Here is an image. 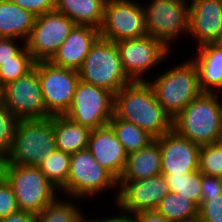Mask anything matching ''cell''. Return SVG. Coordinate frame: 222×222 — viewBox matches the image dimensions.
<instances>
[{"mask_svg": "<svg viewBox=\"0 0 222 222\" xmlns=\"http://www.w3.org/2000/svg\"><path fill=\"white\" fill-rule=\"evenodd\" d=\"M114 95L107 89L79 80L65 116L90 130L105 126L114 114Z\"/></svg>", "mask_w": 222, "mask_h": 222, "instance_id": "52a82bcc", "label": "cell"}, {"mask_svg": "<svg viewBox=\"0 0 222 222\" xmlns=\"http://www.w3.org/2000/svg\"><path fill=\"white\" fill-rule=\"evenodd\" d=\"M121 64L131 81H145L143 74L168 57L169 49L149 35L116 42Z\"/></svg>", "mask_w": 222, "mask_h": 222, "instance_id": "5bb4252c", "label": "cell"}, {"mask_svg": "<svg viewBox=\"0 0 222 222\" xmlns=\"http://www.w3.org/2000/svg\"><path fill=\"white\" fill-rule=\"evenodd\" d=\"M187 2V0H152L149 5H144L147 35L160 40L171 49V41L183 32L189 33Z\"/></svg>", "mask_w": 222, "mask_h": 222, "instance_id": "ba28073f", "label": "cell"}, {"mask_svg": "<svg viewBox=\"0 0 222 222\" xmlns=\"http://www.w3.org/2000/svg\"><path fill=\"white\" fill-rule=\"evenodd\" d=\"M100 37L111 42L147 35L143 5L133 0H106Z\"/></svg>", "mask_w": 222, "mask_h": 222, "instance_id": "30bf717a", "label": "cell"}, {"mask_svg": "<svg viewBox=\"0 0 222 222\" xmlns=\"http://www.w3.org/2000/svg\"><path fill=\"white\" fill-rule=\"evenodd\" d=\"M127 154L147 147L155 138L146 130L113 115L108 123Z\"/></svg>", "mask_w": 222, "mask_h": 222, "instance_id": "d4e9b609", "label": "cell"}, {"mask_svg": "<svg viewBox=\"0 0 222 222\" xmlns=\"http://www.w3.org/2000/svg\"><path fill=\"white\" fill-rule=\"evenodd\" d=\"M106 0H55V10L69 17L75 25L100 29Z\"/></svg>", "mask_w": 222, "mask_h": 222, "instance_id": "603a6c76", "label": "cell"}, {"mask_svg": "<svg viewBox=\"0 0 222 222\" xmlns=\"http://www.w3.org/2000/svg\"><path fill=\"white\" fill-rule=\"evenodd\" d=\"M75 23L56 10L36 16L26 41L27 50L35 62L49 61L65 41Z\"/></svg>", "mask_w": 222, "mask_h": 222, "instance_id": "4fadbf2b", "label": "cell"}, {"mask_svg": "<svg viewBox=\"0 0 222 222\" xmlns=\"http://www.w3.org/2000/svg\"><path fill=\"white\" fill-rule=\"evenodd\" d=\"M10 166L9 152L0 150V183L8 181Z\"/></svg>", "mask_w": 222, "mask_h": 222, "instance_id": "ab89813d", "label": "cell"}, {"mask_svg": "<svg viewBox=\"0 0 222 222\" xmlns=\"http://www.w3.org/2000/svg\"><path fill=\"white\" fill-rule=\"evenodd\" d=\"M169 191L193 201L198 207L201 201L202 173L199 170L186 175H164Z\"/></svg>", "mask_w": 222, "mask_h": 222, "instance_id": "83f0119b", "label": "cell"}, {"mask_svg": "<svg viewBox=\"0 0 222 222\" xmlns=\"http://www.w3.org/2000/svg\"><path fill=\"white\" fill-rule=\"evenodd\" d=\"M80 214L74 203L55 199L37 215L36 222H75Z\"/></svg>", "mask_w": 222, "mask_h": 222, "instance_id": "f546056e", "label": "cell"}, {"mask_svg": "<svg viewBox=\"0 0 222 222\" xmlns=\"http://www.w3.org/2000/svg\"><path fill=\"white\" fill-rule=\"evenodd\" d=\"M161 149V174L186 175L198 170L200 145L174 130L155 138Z\"/></svg>", "mask_w": 222, "mask_h": 222, "instance_id": "2e32d148", "label": "cell"}, {"mask_svg": "<svg viewBox=\"0 0 222 222\" xmlns=\"http://www.w3.org/2000/svg\"><path fill=\"white\" fill-rule=\"evenodd\" d=\"M115 117L146 130L154 138L173 130V119L158 103L148 81H131L114 95Z\"/></svg>", "mask_w": 222, "mask_h": 222, "instance_id": "6da1fadb", "label": "cell"}, {"mask_svg": "<svg viewBox=\"0 0 222 222\" xmlns=\"http://www.w3.org/2000/svg\"><path fill=\"white\" fill-rule=\"evenodd\" d=\"M35 61L25 47L16 57L15 61H7L0 65V89L11 81L25 76L34 68Z\"/></svg>", "mask_w": 222, "mask_h": 222, "instance_id": "f1b7e54d", "label": "cell"}, {"mask_svg": "<svg viewBox=\"0 0 222 222\" xmlns=\"http://www.w3.org/2000/svg\"><path fill=\"white\" fill-rule=\"evenodd\" d=\"M116 186L118 181L95 160L88 149L71 155L67 194L72 198L97 195Z\"/></svg>", "mask_w": 222, "mask_h": 222, "instance_id": "8fae6325", "label": "cell"}, {"mask_svg": "<svg viewBox=\"0 0 222 222\" xmlns=\"http://www.w3.org/2000/svg\"><path fill=\"white\" fill-rule=\"evenodd\" d=\"M198 170L202 174L222 178V148L217 143L200 147Z\"/></svg>", "mask_w": 222, "mask_h": 222, "instance_id": "4dcf8cb0", "label": "cell"}, {"mask_svg": "<svg viewBox=\"0 0 222 222\" xmlns=\"http://www.w3.org/2000/svg\"><path fill=\"white\" fill-rule=\"evenodd\" d=\"M99 37V29L75 25L49 62L58 67L78 71Z\"/></svg>", "mask_w": 222, "mask_h": 222, "instance_id": "d6986e66", "label": "cell"}, {"mask_svg": "<svg viewBox=\"0 0 222 222\" xmlns=\"http://www.w3.org/2000/svg\"><path fill=\"white\" fill-rule=\"evenodd\" d=\"M75 222H100V219L90 221L89 219L84 218L83 214H80V216L77 218Z\"/></svg>", "mask_w": 222, "mask_h": 222, "instance_id": "7bdbcfd3", "label": "cell"}, {"mask_svg": "<svg viewBox=\"0 0 222 222\" xmlns=\"http://www.w3.org/2000/svg\"><path fill=\"white\" fill-rule=\"evenodd\" d=\"M222 148V132L216 142Z\"/></svg>", "mask_w": 222, "mask_h": 222, "instance_id": "ee69618b", "label": "cell"}, {"mask_svg": "<svg viewBox=\"0 0 222 222\" xmlns=\"http://www.w3.org/2000/svg\"><path fill=\"white\" fill-rule=\"evenodd\" d=\"M18 210L11 184L8 181L0 183V220Z\"/></svg>", "mask_w": 222, "mask_h": 222, "instance_id": "836d02e7", "label": "cell"}, {"mask_svg": "<svg viewBox=\"0 0 222 222\" xmlns=\"http://www.w3.org/2000/svg\"><path fill=\"white\" fill-rule=\"evenodd\" d=\"M78 74L83 82L114 94L131 82L123 70L117 44L102 37L92 45Z\"/></svg>", "mask_w": 222, "mask_h": 222, "instance_id": "5b68a950", "label": "cell"}, {"mask_svg": "<svg viewBox=\"0 0 222 222\" xmlns=\"http://www.w3.org/2000/svg\"><path fill=\"white\" fill-rule=\"evenodd\" d=\"M21 8L30 11L35 16L55 10V0H11Z\"/></svg>", "mask_w": 222, "mask_h": 222, "instance_id": "d590c367", "label": "cell"}, {"mask_svg": "<svg viewBox=\"0 0 222 222\" xmlns=\"http://www.w3.org/2000/svg\"><path fill=\"white\" fill-rule=\"evenodd\" d=\"M220 194H222V178L202 174L200 205L208 201L209 198H214Z\"/></svg>", "mask_w": 222, "mask_h": 222, "instance_id": "e575fe53", "label": "cell"}, {"mask_svg": "<svg viewBox=\"0 0 222 222\" xmlns=\"http://www.w3.org/2000/svg\"><path fill=\"white\" fill-rule=\"evenodd\" d=\"M118 185L121 188L115 200L125 214L156 210L170 192L163 174L139 181H118Z\"/></svg>", "mask_w": 222, "mask_h": 222, "instance_id": "9a60e30c", "label": "cell"}, {"mask_svg": "<svg viewBox=\"0 0 222 222\" xmlns=\"http://www.w3.org/2000/svg\"><path fill=\"white\" fill-rule=\"evenodd\" d=\"M8 182L11 184L19 210L38 215L56 199V187L39 167L11 165Z\"/></svg>", "mask_w": 222, "mask_h": 222, "instance_id": "8992f818", "label": "cell"}, {"mask_svg": "<svg viewBox=\"0 0 222 222\" xmlns=\"http://www.w3.org/2000/svg\"><path fill=\"white\" fill-rule=\"evenodd\" d=\"M197 222H222V194L209 198L198 207Z\"/></svg>", "mask_w": 222, "mask_h": 222, "instance_id": "d6a6232c", "label": "cell"}, {"mask_svg": "<svg viewBox=\"0 0 222 222\" xmlns=\"http://www.w3.org/2000/svg\"><path fill=\"white\" fill-rule=\"evenodd\" d=\"M173 130L200 146L214 144L222 132V103L217 93H201L174 119Z\"/></svg>", "mask_w": 222, "mask_h": 222, "instance_id": "7a4b0ae2", "label": "cell"}, {"mask_svg": "<svg viewBox=\"0 0 222 222\" xmlns=\"http://www.w3.org/2000/svg\"><path fill=\"white\" fill-rule=\"evenodd\" d=\"M151 85L158 103L174 119L202 92L199 87L198 69L192 59L170 68L158 76Z\"/></svg>", "mask_w": 222, "mask_h": 222, "instance_id": "277c9868", "label": "cell"}, {"mask_svg": "<svg viewBox=\"0 0 222 222\" xmlns=\"http://www.w3.org/2000/svg\"><path fill=\"white\" fill-rule=\"evenodd\" d=\"M53 132L57 150L74 154L87 149L91 130L71 121L65 115L53 116Z\"/></svg>", "mask_w": 222, "mask_h": 222, "instance_id": "cb8c5ba5", "label": "cell"}, {"mask_svg": "<svg viewBox=\"0 0 222 222\" xmlns=\"http://www.w3.org/2000/svg\"><path fill=\"white\" fill-rule=\"evenodd\" d=\"M1 101L20 119H42L51 115L46 111L38 76V62L25 76L11 81L0 89Z\"/></svg>", "mask_w": 222, "mask_h": 222, "instance_id": "9c48e42d", "label": "cell"}, {"mask_svg": "<svg viewBox=\"0 0 222 222\" xmlns=\"http://www.w3.org/2000/svg\"><path fill=\"white\" fill-rule=\"evenodd\" d=\"M35 20L33 13L11 0H0V38L23 39L26 43Z\"/></svg>", "mask_w": 222, "mask_h": 222, "instance_id": "7402d4cb", "label": "cell"}, {"mask_svg": "<svg viewBox=\"0 0 222 222\" xmlns=\"http://www.w3.org/2000/svg\"><path fill=\"white\" fill-rule=\"evenodd\" d=\"M37 221V215L18 210L14 213H11L7 217L0 220V222H36Z\"/></svg>", "mask_w": 222, "mask_h": 222, "instance_id": "74e56055", "label": "cell"}, {"mask_svg": "<svg viewBox=\"0 0 222 222\" xmlns=\"http://www.w3.org/2000/svg\"><path fill=\"white\" fill-rule=\"evenodd\" d=\"M138 222H172L162 216L157 210H145L135 213Z\"/></svg>", "mask_w": 222, "mask_h": 222, "instance_id": "f35d334b", "label": "cell"}, {"mask_svg": "<svg viewBox=\"0 0 222 222\" xmlns=\"http://www.w3.org/2000/svg\"><path fill=\"white\" fill-rule=\"evenodd\" d=\"M161 174V149L154 140L147 147L127 154L125 169L118 181H139Z\"/></svg>", "mask_w": 222, "mask_h": 222, "instance_id": "44dd1931", "label": "cell"}, {"mask_svg": "<svg viewBox=\"0 0 222 222\" xmlns=\"http://www.w3.org/2000/svg\"><path fill=\"white\" fill-rule=\"evenodd\" d=\"M172 222H197L198 206L191 200L169 192L156 209Z\"/></svg>", "mask_w": 222, "mask_h": 222, "instance_id": "484cf974", "label": "cell"}, {"mask_svg": "<svg viewBox=\"0 0 222 222\" xmlns=\"http://www.w3.org/2000/svg\"><path fill=\"white\" fill-rule=\"evenodd\" d=\"M70 157V154L56 150L39 165V169L45 177L57 190H64V193H67Z\"/></svg>", "mask_w": 222, "mask_h": 222, "instance_id": "4316f807", "label": "cell"}, {"mask_svg": "<svg viewBox=\"0 0 222 222\" xmlns=\"http://www.w3.org/2000/svg\"><path fill=\"white\" fill-rule=\"evenodd\" d=\"M15 38H0V65L7 61H15V57L26 47V43L22 47L18 46Z\"/></svg>", "mask_w": 222, "mask_h": 222, "instance_id": "8d00e7d4", "label": "cell"}, {"mask_svg": "<svg viewBox=\"0 0 222 222\" xmlns=\"http://www.w3.org/2000/svg\"><path fill=\"white\" fill-rule=\"evenodd\" d=\"M38 76L46 111L51 115H65L73 102L79 79L78 71L38 62Z\"/></svg>", "mask_w": 222, "mask_h": 222, "instance_id": "7c38bea8", "label": "cell"}, {"mask_svg": "<svg viewBox=\"0 0 222 222\" xmlns=\"http://www.w3.org/2000/svg\"><path fill=\"white\" fill-rule=\"evenodd\" d=\"M20 121L0 100V150L9 152Z\"/></svg>", "mask_w": 222, "mask_h": 222, "instance_id": "1f68e13d", "label": "cell"}, {"mask_svg": "<svg viewBox=\"0 0 222 222\" xmlns=\"http://www.w3.org/2000/svg\"><path fill=\"white\" fill-rule=\"evenodd\" d=\"M189 33L198 46L213 43L222 31V0H191Z\"/></svg>", "mask_w": 222, "mask_h": 222, "instance_id": "ac0fdd59", "label": "cell"}, {"mask_svg": "<svg viewBox=\"0 0 222 222\" xmlns=\"http://www.w3.org/2000/svg\"><path fill=\"white\" fill-rule=\"evenodd\" d=\"M199 53L193 62L198 69L199 87L202 93L220 92L222 89V50L213 43L198 46Z\"/></svg>", "mask_w": 222, "mask_h": 222, "instance_id": "ffe728a7", "label": "cell"}, {"mask_svg": "<svg viewBox=\"0 0 222 222\" xmlns=\"http://www.w3.org/2000/svg\"><path fill=\"white\" fill-rule=\"evenodd\" d=\"M215 46H217L219 49L222 50V31L220 34L217 36L216 40L213 42Z\"/></svg>", "mask_w": 222, "mask_h": 222, "instance_id": "b9f144b4", "label": "cell"}, {"mask_svg": "<svg viewBox=\"0 0 222 222\" xmlns=\"http://www.w3.org/2000/svg\"><path fill=\"white\" fill-rule=\"evenodd\" d=\"M87 149L118 181L126 166L127 153L109 124L91 130Z\"/></svg>", "mask_w": 222, "mask_h": 222, "instance_id": "e0dca14e", "label": "cell"}, {"mask_svg": "<svg viewBox=\"0 0 222 222\" xmlns=\"http://www.w3.org/2000/svg\"><path fill=\"white\" fill-rule=\"evenodd\" d=\"M56 150L53 116L42 119H21L9 150L10 163L39 167L44 159Z\"/></svg>", "mask_w": 222, "mask_h": 222, "instance_id": "3957f363", "label": "cell"}, {"mask_svg": "<svg viewBox=\"0 0 222 222\" xmlns=\"http://www.w3.org/2000/svg\"><path fill=\"white\" fill-rule=\"evenodd\" d=\"M134 217V218H133ZM100 222H138L137 217L135 214L130 217L129 215H118V216H111V218L107 217L105 219H100Z\"/></svg>", "mask_w": 222, "mask_h": 222, "instance_id": "60d3db41", "label": "cell"}]
</instances>
